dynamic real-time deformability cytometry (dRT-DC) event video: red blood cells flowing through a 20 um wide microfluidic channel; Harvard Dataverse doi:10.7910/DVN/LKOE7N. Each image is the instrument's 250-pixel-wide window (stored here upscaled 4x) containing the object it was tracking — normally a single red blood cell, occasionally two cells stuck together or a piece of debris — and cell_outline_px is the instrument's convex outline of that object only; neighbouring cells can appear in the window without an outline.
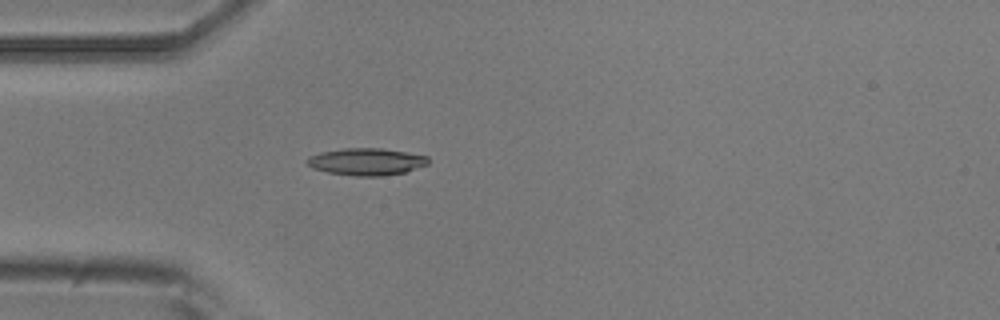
{"species": "common noctule bat (a hibernating species)", "species_latin": "Nyctalus noctula", "temperature_condition": "room temperature", "stored_images_in_passage": 3, "camera_frame_rate_fps": 3000, "um_per_image_px": 0.085, "animal": {"sex": "male", "body_mass_g": 20.5, "forearm_length_mm": 52.5}, "frame": {"image": 1, "passage_image": 3, "time_ms": 3.0, "image_size_px": [1000, 320], "cell_outline_px": [[428, 164], [404, 172], [380, 176], [356, 176], [328, 172], [312, 168], [304, 160], [308, 156], [320, 152], [344, 148], [380, 148], [428, 156]], "centroid_in_image_um": [31.09, 13.74], "position_along_channel_um": 53.9, "area_um2": 19.02}}